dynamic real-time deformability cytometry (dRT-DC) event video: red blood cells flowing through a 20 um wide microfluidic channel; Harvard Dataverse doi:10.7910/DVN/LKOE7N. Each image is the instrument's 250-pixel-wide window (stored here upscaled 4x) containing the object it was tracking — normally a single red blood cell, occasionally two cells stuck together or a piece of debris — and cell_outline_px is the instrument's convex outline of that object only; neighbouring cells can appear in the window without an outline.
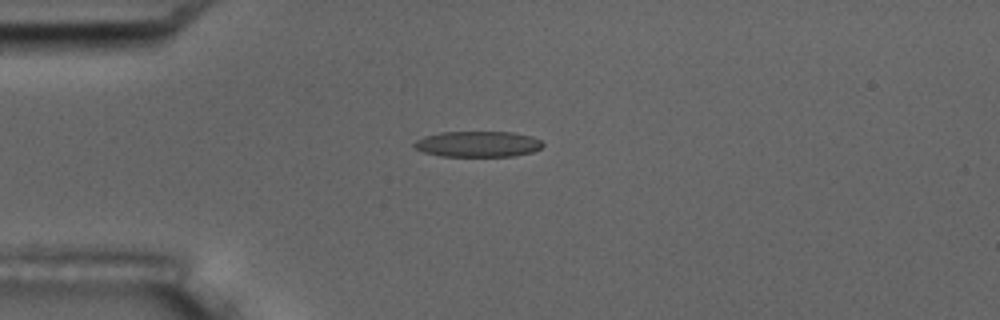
{"species": "common noctule bat (a hibernating species)", "species_latin": "Nyctalus noctula", "temperature_condition": "room temperature", "stored_images_in_passage": 5, "camera_frame_rate_fps": 3000, "um_per_image_px": 0.085, "animal": {"sex": "male", "body_mass_g": 17.5, "forearm_length_mm": 52.3}, "frame": {"image": 1, "passage_image": 1, "time_ms": 0.0, "image_size_px": [1000, 320], "cell_outline_px": [[544, 144], [540, 148], [532, 152], [516, 156], [440, 156], [424, 152], [416, 148], [412, 144], [416, 140], [424, 136], [440, 132], [512, 132], [532, 136], [540, 140]], "centroid_in_image_um": [40.62, 12.24], "position_along_channel_um": 44.4, "area_um2": 19.36}}
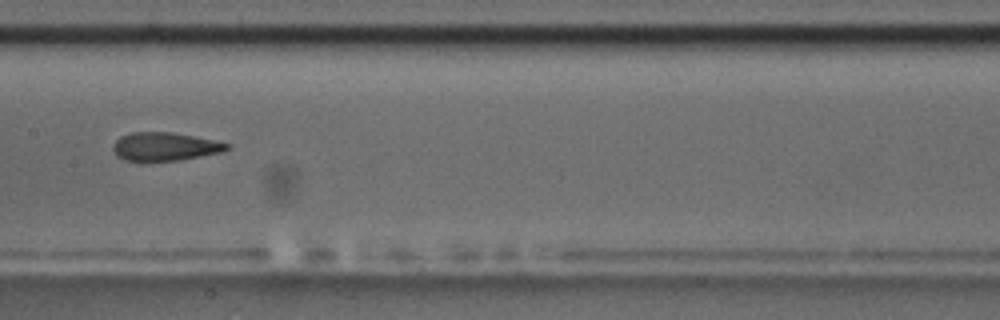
{"frame": {"image": 2, "passage_image": 5, "time_ms": 4.667, "image_size_px": [1000, 320], "cell_outline_px": [[232, 148], [220, 152], [180, 160], [140, 164], [124, 160], [116, 156], [112, 148], [112, 144], [120, 136], [132, 132], [172, 132], [232, 144]], "centroid_in_image_um": [13.94, 12.5], "position_along_channel_um": 193.5, "area_um2": 19.48}}